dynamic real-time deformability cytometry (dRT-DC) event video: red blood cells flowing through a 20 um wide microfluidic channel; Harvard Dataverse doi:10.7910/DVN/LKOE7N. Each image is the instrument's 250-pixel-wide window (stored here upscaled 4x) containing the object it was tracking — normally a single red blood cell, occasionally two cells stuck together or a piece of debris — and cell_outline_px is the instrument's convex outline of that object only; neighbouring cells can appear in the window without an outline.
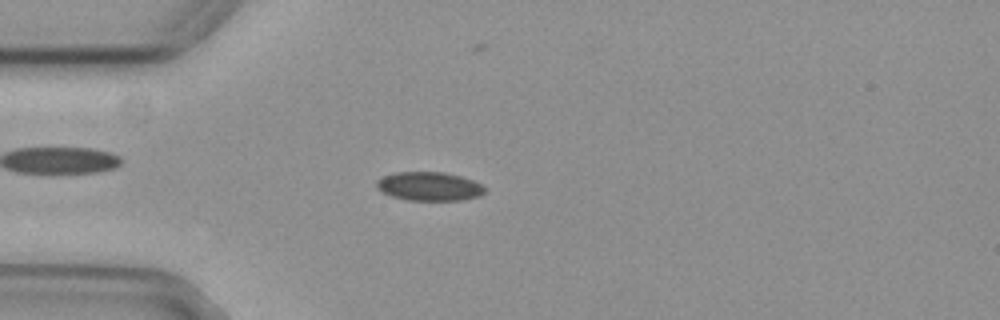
{"species": "common noctule bat (a hibernating species)", "species_latin": "Nyctalus noctula", "temperature_condition": "cold", "stored_images_in_passage": 33, "camera_frame_rate_fps": 3000, "um_per_image_px": 0.085, "animal": {"sex": "female", "body_mass_g": 29.2, "forearm_length_mm": 56.3}, "frame": {"image": 1, "passage_image": 5, "time_ms": 1.333, "image_size_px": [1000, 320], "cell_outline_px": [[484, 192], [480, 196], [464, 200], [408, 200], [392, 196], [376, 188], [376, 180], [392, 172], [444, 172], [460, 176], [472, 180], [480, 184], [484, 188]], "centroid_in_image_um": [36.46, 15.83], "position_along_channel_um": 48.5, "area_um2": 18.09}}
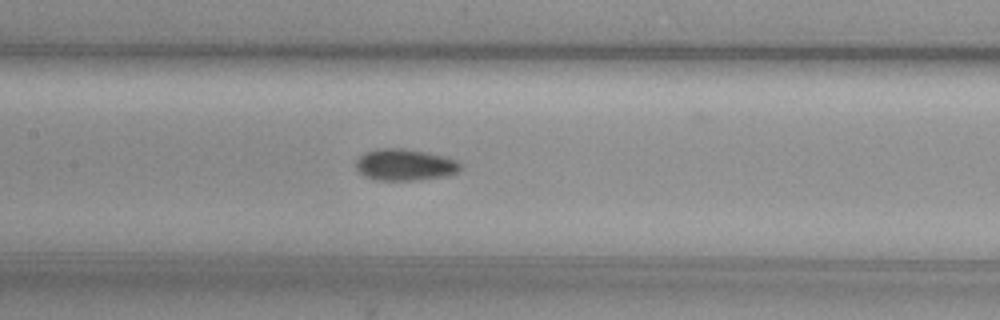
{"frame": {"image": 2, "passage_image": 16, "time_ms": 5.0, "image_size_px": [1000, 320], "cell_outline_px": [[460, 168], [456, 172], [448, 176], [416, 180], [376, 180], [364, 176], [356, 168], [356, 160], [364, 152], [380, 148], [400, 148], [424, 152], [444, 156], [456, 160], [460, 164]], "centroid_in_image_um": [34.39, 14.01], "position_along_channel_um": 173.0, "area_um2": 19.13}}
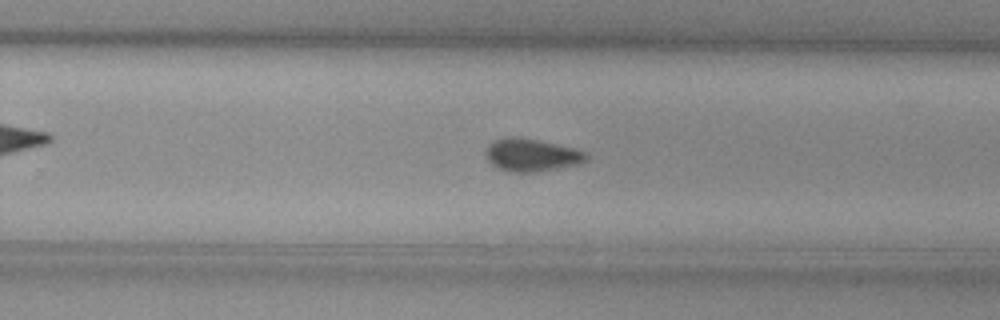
{"frame": {"image": 3, "passage_image": 25, "time_ms": 8.0, "image_size_px": [1000, 320], "cell_outline_px": [[588, 160], [580, 164], [536, 172], [508, 172], [496, 168], [488, 160], [484, 152], [488, 144], [504, 136], [520, 136], [572, 148], [584, 152], [588, 156]], "centroid_in_image_um": [45.13, 13.18], "position_along_channel_um": 284.7, "area_um2": 19.31}, "authors_computed_cell_mechanics": {"area_um2": 18.785, "velocity_mm_per_s": 3.7491, "shape_relaxation_time_tau1_ms": 6.9076, "shape_relaxation_time_tau2_ms": null, "deformation_change_tau1": 0.0968, "deformation_change_tau2": null}}